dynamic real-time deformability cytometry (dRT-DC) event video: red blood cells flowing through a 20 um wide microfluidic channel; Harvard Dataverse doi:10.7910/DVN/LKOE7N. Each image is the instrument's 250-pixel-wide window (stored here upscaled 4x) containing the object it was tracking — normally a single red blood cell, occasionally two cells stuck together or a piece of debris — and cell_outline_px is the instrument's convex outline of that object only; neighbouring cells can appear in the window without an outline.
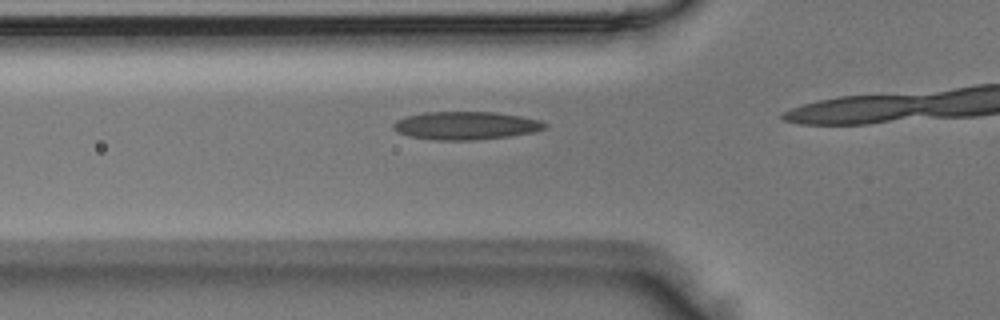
{"species": "Egyptian fruit bat (a non-hibernating species)", "species_latin": "Rousettus aegyptiacus", "temperature_condition": "room temperature", "stored_images_in_passage": 4, "camera_frame_rate_fps": 3000, "um_per_image_px": 0.085, "animal": {"sex": "male"}, "frame": {"image": 1, "passage_image": 2, "time_ms": 0.333, "image_size_px": [1000, 320], "cell_outline_px": [[548, 124], [544, 128], [532, 132], [508, 136], [468, 140], [440, 140], [408, 136], [392, 128], [392, 124], [396, 120], [408, 116], [424, 112], [496, 112], [520, 116], [536, 120]], "centroid_in_image_um": [39.55, 10.66], "position_along_channel_um": 86.3, "area_um2": 24.33}}